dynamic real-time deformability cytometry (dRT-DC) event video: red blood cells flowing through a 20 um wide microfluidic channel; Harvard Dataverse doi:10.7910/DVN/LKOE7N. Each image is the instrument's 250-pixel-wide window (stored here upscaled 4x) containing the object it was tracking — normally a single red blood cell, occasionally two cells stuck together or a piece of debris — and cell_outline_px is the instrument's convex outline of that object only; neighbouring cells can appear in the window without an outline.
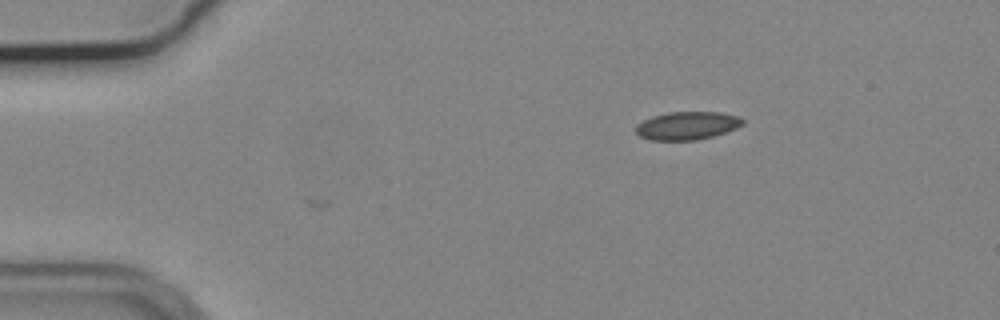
{"species": "common noctule bat (a hibernating species)", "species_latin": "Nyctalus noctula", "temperature_condition": "cold", "stored_images_in_passage": 14, "camera_frame_rate_fps": 3000, "um_per_image_px": 0.085, "animal": {"sex": "male", "body_mass_g": 19.2, "forearm_length_mm": 51.8}, "frame": {"image": 1, "passage_image": 14, "time_ms": 4.333, "image_size_px": [1000, 320], "cell_outline_px": [[744, 124], [728, 132], [696, 140], [648, 140], [640, 136], [636, 132], [636, 124], [652, 116], [668, 112], [720, 112], [740, 116], [744, 120]], "centroid_in_image_um": [58.43, 10.68], "position_along_channel_um": 26.6, "area_um2": 17.63}}